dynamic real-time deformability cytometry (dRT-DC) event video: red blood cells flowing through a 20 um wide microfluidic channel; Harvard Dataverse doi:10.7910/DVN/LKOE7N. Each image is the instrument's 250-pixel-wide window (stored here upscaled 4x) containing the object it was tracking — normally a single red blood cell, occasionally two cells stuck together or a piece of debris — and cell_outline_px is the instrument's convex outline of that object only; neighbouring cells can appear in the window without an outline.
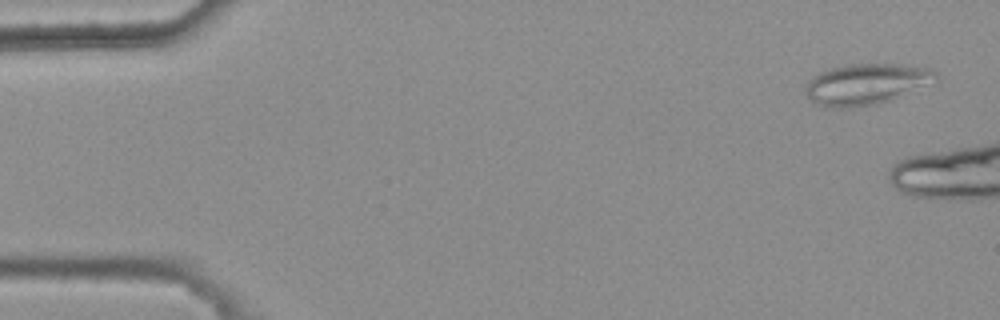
{"species": "common noctule bat (a hibernating species)", "species_latin": "Nyctalus noctula", "temperature_condition": "warm", "stored_images_in_passage": 3, "camera_frame_rate_fps": 3000, "um_per_image_px": 0.085, "animal": {"sex": "female", "body_mass_g": 25.1}, "frame": {"image": 1, "passage_image": 1, "time_ms": 0.0, "image_size_px": [1000, 320], "cell_outline_px": [[940, 76], [892, 100], [876, 104], [848, 108], [828, 108], [816, 104], [804, 92], [804, 88], [808, 80], [812, 76], [820, 72], [832, 68], [848, 64], [904, 64], [932, 68]], "centroid_in_image_um": [73.56, 7.14], "position_along_channel_um": 11.4, "area_um2": 30.98}}